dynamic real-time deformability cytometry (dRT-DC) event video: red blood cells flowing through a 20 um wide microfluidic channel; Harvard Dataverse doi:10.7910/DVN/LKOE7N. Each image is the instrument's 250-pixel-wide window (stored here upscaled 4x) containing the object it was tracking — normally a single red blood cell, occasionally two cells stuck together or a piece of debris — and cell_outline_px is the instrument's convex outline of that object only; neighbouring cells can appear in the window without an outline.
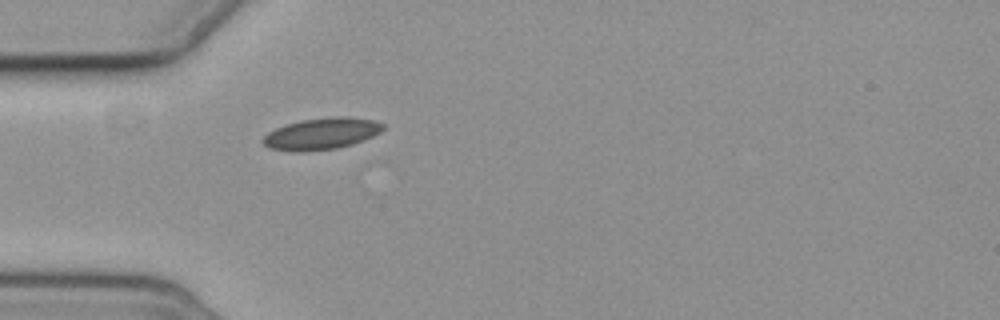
{"species": "common noctule bat (a hibernating species)", "species_latin": "Nyctalus noctula", "temperature_condition": "cold", "stored_images_in_passage": 3, "camera_frame_rate_fps": 3000, "um_per_image_px": 0.085, "animal": {"sex": "female", "body_mass_g": 19.3, "forearm_length_mm": 54.1}, "frame": {"image": 1, "passage_image": 2, "time_ms": 1.333, "image_size_px": [1000, 320], "cell_outline_px": [[384, 128], [380, 132], [372, 136], [352, 144], [336, 148], [296, 152], [268, 148], [260, 140], [268, 132], [276, 128], [300, 120], [332, 116], [348, 116], [376, 120], [384, 124]], "centroid_in_image_um": [27.32, 11.35], "position_along_channel_um": 57.7, "area_um2": 22.14}}